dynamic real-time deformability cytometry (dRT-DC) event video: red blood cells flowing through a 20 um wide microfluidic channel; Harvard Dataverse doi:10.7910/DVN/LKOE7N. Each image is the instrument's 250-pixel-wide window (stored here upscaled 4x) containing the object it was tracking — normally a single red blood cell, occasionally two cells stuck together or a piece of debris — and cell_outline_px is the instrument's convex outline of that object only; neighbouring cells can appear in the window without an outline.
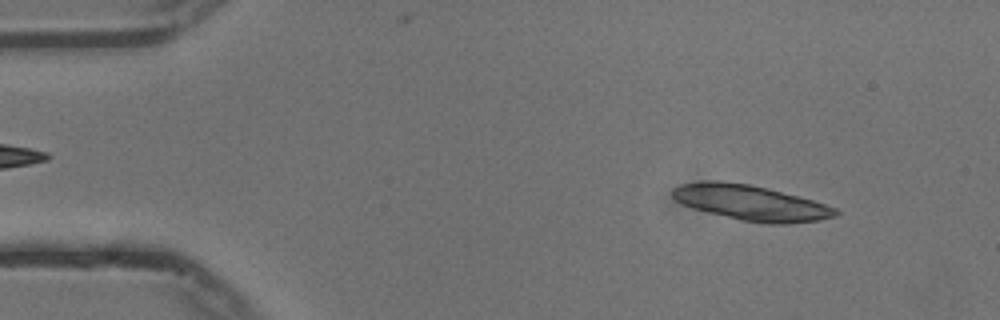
{"species": "common noctule bat (a hibernating species)", "species_latin": "Nyctalus noctula", "temperature_condition": "cold", "stored_images_in_passage": 50, "segment_of_instrument_passage": [1, 2], "camera_frame_rate_fps": 3000, "um_per_image_px": 0.085, "animal": {"sex": "male", "body_mass_g": 13.3}, "frame": {"image": 1, "passage_image": 2, "time_ms": 0.333, "image_size_px": [1000, 320], "cell_outline_px": [[840, 212], [836, 216], [820, 220], [788, 224], [764, 224], [740, 220], [692, 208], [676, 200], [672, 196], [672, 188], [680, 184], [708, 180], [716, 180], [748, 184], [768, 188], [812, 200], [836, 208]], "centroid_in_image_um": [63.82, 17.24], "position_along_channel_um": 21.2, "area_um2": 33.52}}